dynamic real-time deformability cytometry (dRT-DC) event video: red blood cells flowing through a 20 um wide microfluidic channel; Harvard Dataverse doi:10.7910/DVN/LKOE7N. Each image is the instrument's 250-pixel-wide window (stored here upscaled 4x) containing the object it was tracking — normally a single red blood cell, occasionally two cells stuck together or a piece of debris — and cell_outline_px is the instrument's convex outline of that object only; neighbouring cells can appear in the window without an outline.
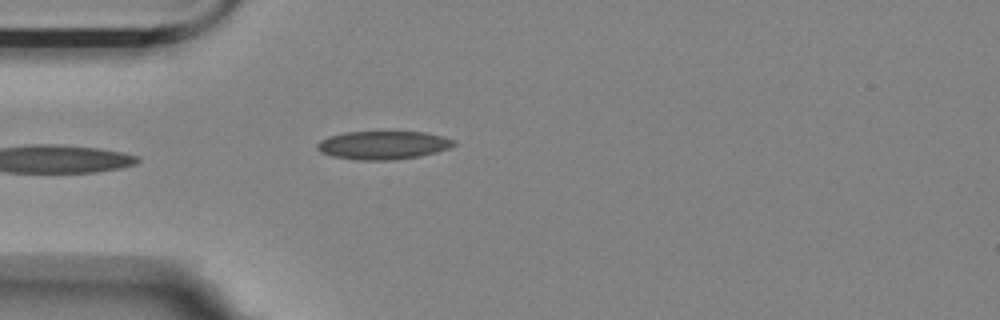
{"species": "Egyptian fruit bat (a non-hibernating species)", "species_latin": "Rousettus aegyptiacus", "temperature_condition": "room temperature", "stored_images_in_passage": 1, "camera_frame_rate_fps": 3000, "um_per_image_px": 0.085, "animal": {"sex": "female"}, "frame": {"image": 1, "passage_image": 1, "time_ms": 0.0, "image_size_px": [1000, 320], "cell_outline_px": [[456, 144], [448, 148], [436, 152], [420, 156], [392, 160], [356, 160], [332, 156], [320, 152], [316, 148], [316, 144], [320, 140], [328, 136], [344, 132], [424, 132], [444, 136], [456, 140]], "centroid_in_image_um": [32.55, 12.33], "position_along_channel_um": 52.5, "area_um2": 22.72}}